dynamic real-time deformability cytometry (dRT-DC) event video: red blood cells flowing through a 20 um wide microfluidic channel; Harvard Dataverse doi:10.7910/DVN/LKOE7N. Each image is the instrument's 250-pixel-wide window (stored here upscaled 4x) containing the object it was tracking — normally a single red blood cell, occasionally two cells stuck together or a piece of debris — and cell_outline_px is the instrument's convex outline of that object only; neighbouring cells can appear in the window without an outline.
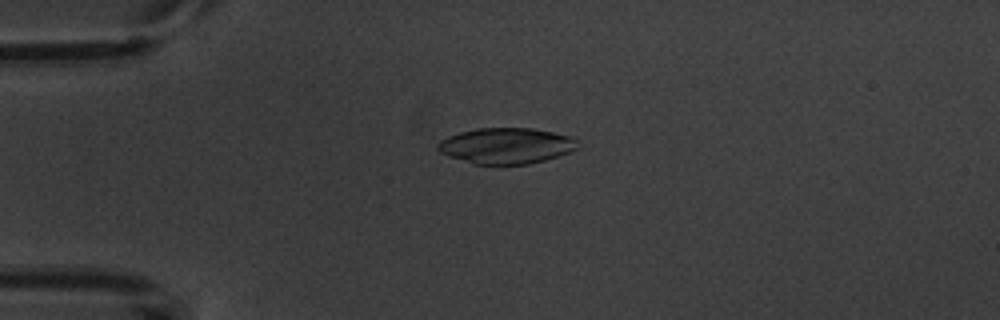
{"species": "common noctule bat (a hibernating species)", "species_latin": "Nyctalus noctula", "temperature_condition": "warm", "stored_images_in_passage": 9, "camera_frame_rate_fps": 3000, "um_per_image_px": 0.085, "animal": {"sex": "male", "body_mass_g": 20.1, "forearm_length_mm": 53.5}, "frame": {"image": 1, "passage_image": 4, "time_ms": 3.333, "image_size_px": [1000, 320], "cell_outline_px": [[580, 148], [544, 160], [528, 164], [472, 164], [448, 156], [440, 152], [436, 148], [436, 144], [440, 140], [448, 136], [460, 132], [476, 128], [532, 128], [572, 136], [580, 140]], "centroid_in_image_um": [43.04, 12.38], "position_along_channel_um": 42.0, "area_um2": 29.48}}
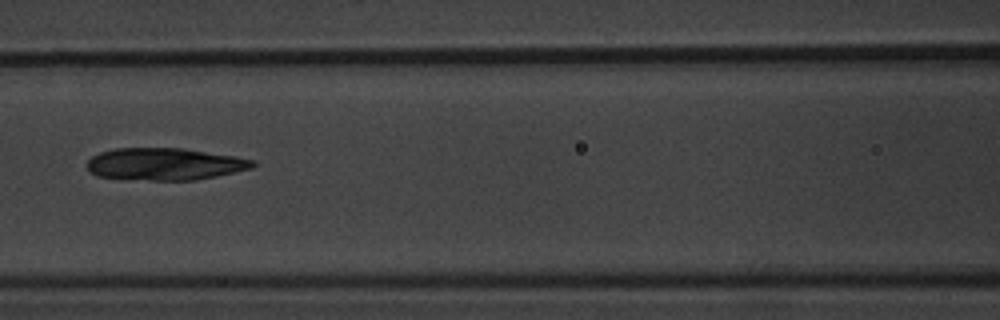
{"frame": {"image": 2, "passage_image": 7, "time_ms": 7.0, "image_size_px": [1000, 320], "cell_outline_px": [[256, 164], [252, 168], [216, 176], [196, 180], [152, 180], [96, 176], [88, 168], [88, 160], [92, 156], [100, 152], [112, 148], [184, 148], [236, 156], [256, 160]], "centroid_in_image_um": [14.04, 13.93], "position_along_channel_um": 152.6, "area_um2": 31.04}}